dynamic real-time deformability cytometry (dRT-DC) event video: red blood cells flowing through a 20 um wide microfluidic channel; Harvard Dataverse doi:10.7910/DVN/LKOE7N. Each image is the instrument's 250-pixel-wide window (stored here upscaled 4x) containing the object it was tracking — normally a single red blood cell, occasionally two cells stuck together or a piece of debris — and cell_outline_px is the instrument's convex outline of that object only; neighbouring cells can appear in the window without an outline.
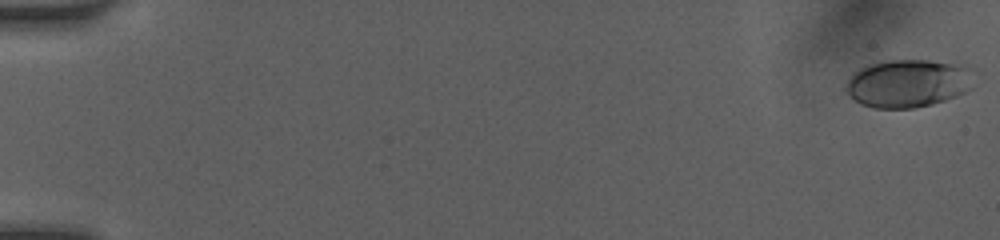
{"species": "human", "species_latin": "Homo sapiens", "temperature_condition": "room temperature", "stored_images_in_passage": 9, "camera_frame_rate_fps": 3000, "um_per_image_px": 0.085, "donor": {"sex": "female"}, "frame": {"image": 1, "passage_image": 1, "time_ms": 0.0, "image_size_px": [1000, 240], "cell_outline_px": [[980, 72], [972, 88], [956, 96], [932, 104], [912, 108], [876, 108], [860, 104], [844, 92], [844, 84], [860, 68], [868, 64], [888, 60], [928, 60], [968, 64], [976, 68]], "centroid_in_image_um": [77.3, 7.05], "position_along_channel_um": 7.7, "area_um2": 36.93}}
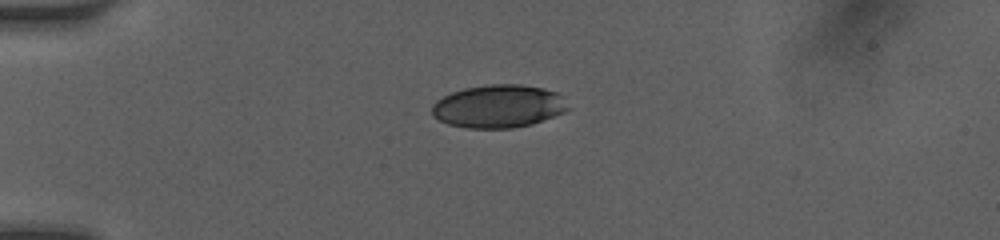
{"frame": {"image": 2, "passage_image": 8, "time_ms": 1671.0, "image_size_px": [1000, 240], "cell_outline_px": [[568, 108], [564, 112], [532, 124], [512, 128], [468, 128], [448, 124], [432, 116], [432, 104], [436, 100], [452, 92], [464, 88], [492, 84], [520, 84], [544, 88], [556, 92], [564, 96]], "centroid_in_image_um": [42.37, 9.03], "position_along_channel_um": 42.6, "area_um2": 34.1}}